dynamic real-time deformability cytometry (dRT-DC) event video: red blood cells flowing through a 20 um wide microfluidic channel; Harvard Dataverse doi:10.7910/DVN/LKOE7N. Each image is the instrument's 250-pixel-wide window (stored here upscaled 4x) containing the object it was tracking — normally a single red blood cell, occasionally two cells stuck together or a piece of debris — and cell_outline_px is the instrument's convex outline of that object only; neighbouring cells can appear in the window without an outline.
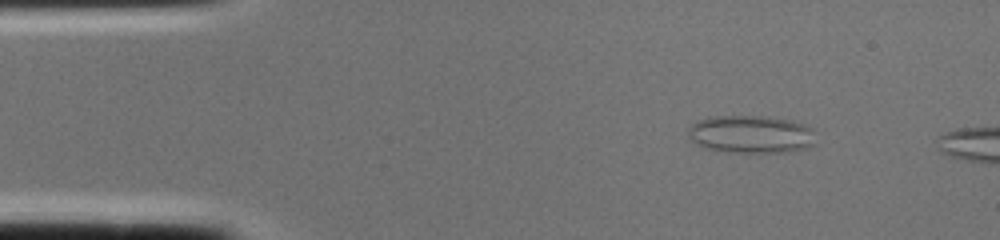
{"species": "common noctule bat (a hibernating species)", "species_latin": "Nyctalus noctula", "temperature_condition": "cold", "stored_images_in_passage": 2, "camera_frame_rate_fps": 3000, "um_per_image_px": 0.085, "animal": {"sex": "female", "body_mass_g": 22.0, "forearm_length_mm": 56.7}, "frame": {"image": 1, "passage_image": 1, "time_ms": 0.0, "image_size_px": [1000, 240], "cell_outline_px": [[816, 144], [808, 148], [784, 152], [728, 152], [708, 148], [696, 144], [688, 140], [688, 128], [696, 120], [712, 116], [768, 116], [792, 120], [804, 124], [812, 128]], "centroid_in_image_um": [63.83, 11.4], "position_along_channel_um": 21.2, "area_um2": 28.5}}